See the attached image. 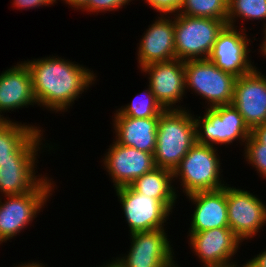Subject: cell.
<instances>
[{
  "label": "cell",
  "mask_w": 266,
  "mask_h": 267,
  "mask_svg": "<svg viewBox=\"0 0 266 267\" xmlns=\"http://www.w3.org/2000/svg\"><path fill=\"white\" fill-rule=\"evenodd\" d=\"M166 229H156L130 234L127 254L116 259L123 267H180Z\"/></svg>",
  "instance_id": "9"
},
{
  "label": "cell",
  "mask_w": 266,
  "mask_h": 267,
  "mask_svg": "<svg viewBox=\"0 0 266 267\" xmlns=\"http://www.w3.org/2000/svg\"><path fill=\"white\" fill-rule=\"evenodd\" d=\"M245 267H266V250L245 262Z\"/></svg>",
  "instance_id": "30"
},
{
  "label": "cell",
  "mask_w": 266,
  "mask_h": 267,
  "mask_svg": "<svg viewBox=\"0 0 266 267\" xmlns=\"http://www.w3.org/2000/svg\"><path fill=\"white\" fill-rule=\"evenodd\" d=\"M143 1V0H142ZM151 9L160 15H176L180 11L184 0H144Z\"/></svg>",
  "instance_id": "28"
},
{
  "label": "cell",
  "mask_w": 266,
  "mask_h": 267,
  "mask_svg": "<svg viewBox=\"0 0 266 267\" xmlns=\"http://www.w3.org/2000/svg\"><path fill=\"white\" fill-rule=\"evenodd\" d=\"M114 259L113 260L111 259V261L109 260V262H107L106 265L104 263L99 267H123V265L116 258Z\"/></svg>",
  "instance_id": "36"
},
{
  "label": "cell",
  "mask_w": 266,
  "mask_h": 267,
  "mask_svg": "<svg viewBox=\"0 0 266 267\" xmlns=\"http://www.w3.org/2000/svg\"><path fill=\"white\" fill-rule=\"evenodd\" d=\"M186 197L195 206L190 218L189 233L229 227L226 186L214 191L194 192Z\"/></svg>",
  "instance_id": "18"
},
{
  "label": "cell",
  "mask_w": 266,
  "mask_h": 267,
  "mask_svg": "<svg viewBox=\"0 0 266 267\" xmlns=\"http://www.w3.org/2000/svg\"><path fill=\"white\" fill-rule=\"evenodd\" d=\"M102 157L103 169L112 180L114 189L131 185L136 178L156 167L153 154L121 145L114 139Z\"/></svg>",
  "instance_id": "13"
},
{
  "label": "cell",
  "mask_w": 266,
  "mask_h": 267,
  "mask_svg": "<svg viewBox=\"0 0 266 267\" xmlns=\"http://www.w3.org/2000/svg\"><path fill=\"white\" fill-rule=\"evenodd\" d=\"M239 262L235 261H230L226 263H221V264H213V265H204L203 267H245V263H243L242 266L238 265Z\"/></svg>",
  "instance_id": "33"
},
{
  "label": "cell",
  "mask_w": 266,
  "mask_h": 267,
  "mask_svg": "<svg viewBox=\"0 0 266 267\" xmlns=\"http://www.w3.org/2000/svg\"><path fill=\"white\" fill-rule=\"evenodd\" d=\"M187 234L190 249L203 266L235 261L233 258L243 244L229 227Z\"/></svg>",
  "instance_id": "16"
},
{
  "label": "cell",
  "mask_w": 266,
  "mask_h": 267,
  "mask_svg": "<svg viewBox=\"0 0 266 267\" xmlns=\"http://www.w3.org/2000/svg\"><path fill=\"white\" fill-rule=\"evenodd\" d=\"M112 119L117 143L154 154L159 117L114 116Z\"/></svg>",
  "instance_id": "20"
},
{
  "label": "cell",
  "mask_w": 266,
  "mask_h": 267,
  "mask_svg": "<svg viewBox=\"0 0 266 267\" xmlns=\"http://www.w3.org/2000/svg\"><path fill=\"white\" fill-rule=\"evenodd\" d=\"M243 149V156L247 164L251 165L261 175L259 177L266 179V146L251 134Z\"/></svg>",
  "instance_id": "26"
},
{
  "label": "cell",
  "mask_w": 266,
  "mask_h": 267,
  "mask_svg": "<svg viewBox=\"0 0 266 267\" xmlns=\"http://www.w3.org/2000/svg\"><path fill=\"white\" fill-rule=\"evenodd\" d=\"M194 120L196 142L200 144L227 147L239 141L240 145L244 146L251 135V129L233 104L206 108L204 115H196Z\"/></svg>",
  "instance_id": "6"
},
{
  "label": "cell",
  "mask_w": 266,
  "mask_h": 267,
  "mask_svg": "<svg viewBox=\"0 0 266 267\" xmlns=\"http://www.w3.org/2000/svg\"><path fill=\"white\" fill-rule=\"evenodd\" d=\"M232 104L251 130L266 123V76L257 67L236 79Z\"/></svg>",
  "instance_id": "15"
},
{
  "label": "cell",
  "mask_w": 266,
  "mask_h": 267,
  "mask_svg": "<svg viewBox=\"0 0 266 267\" xmlns=\"http://www.w3.org/2000/svg\"><path fill=\"white\" fill-rule=\"evenodd\" d=\"M115 191L129 234L166 229L164 226H167L166 222L173 213L161 201L136 192L130 185L116 188Z\"/></svg>",
  "instance_id": "11"
},
{
  "label": "cell",
  "mask_w": 266,
  "mask_h": 267,
  "mask_svg": "<svg viewBox=\"0 0 266 267\" xmlns=\"http://www.w3.org/2000/svg\"><path fill=\"white\" fill-rule=\"evenodd\" d=\"M57 3V0H13V8H16L18 10H28V9H36L39 7H46L51 6Z\"/></svg>",
  "instance_id": "29"
},
{
  "label": "cell",
  "mask_w": 266,
  "mask_h": 267,
  "mask_svg": "<svg viewBox=\"0 0 266 267\" xmlns=\"http://www.w3.org/2000/svg\"><path fill=\"white\" fill-rule=\"evenodd\" d=\"M8 119L11 120L9 117H5L0 113V128L9 121Z\"/></svg>",
  "instance_id": "37"
},
{
  "label": "cell",
  "mask_w": 266,
  "mask_h": 267,
  "mask_svg": "<svg viewBox=\"0 0 266 267\" xmlns=\"http://www.w3.org/2000/svg\"><path fill=\"white\" fill-rule=\"evenodd\" d=\"M36 104L30 71L23 61L0 73L1 114Z\"/></svg>",
  "instance_id": "19"
},
{
  "label": "cell",
  "mask_w": 266,
  "mask_h": 267,
  "mask_svg": "<svg viewBox=\"0 0 266 267\" xmlns=\"http://www.w3.org/2000/svg\"><path fill=\"white\" fill-rule=\"evenodd\" d=\"M227 185L229 228L242 242L252 240L266 225V203L244 188Z\"/></svg>",
  "instance_id": "10"
},
{
  "label": "cell",
  "mask_w": 266,
  "mask_h": 267,
  "mask_svg": "<svg viewBox=\"0 0 266 267\" xmlns=\"http://www.w3.org/2000/svg\"><path fill=\"white\" fill-rule=\"evenodd\" d=\"M238 19L244 22L263 20L262 26H266V0H228L227 25L239 27Z\"/></svg>",
  "instance_id": "24"
},
{
  "label": "cell",
  "mask_w": 266,
  "mask_h": 267,
  "mask_svg": "<svg viewBox=\"0 0 266 267\" xmlns=\"http://www.w3.org/2000/svg\"><path fill=\"white\" fill-rule=\"evenodd\" d=\"M143 92L135 95L131 103L116 109L113 116H129L132 118L160 117L165 110L156 100L149 85Z\"/></svg>",
  "instance_id": "23"
},
{
  "label": "cell",
  "mask_w": 266,
  "mask_h": 267,
  "mask_svg": "<svg viewBox=\"0 0 266 267\" xmlns=\"http://www.w3.org/2000/svg\"><path fill=\"white\" fill-rule=\"evenodd\" d=\"M23 62L30 71L37 105L48 111L67 112L82 93L97 84L93 70L58 55Z\"/></svg>",
  "instance_id": "1"
},
{
  "label": "cell",
  "mask_w": 266,
  "mask_h": 267,
  "mask_svg": "<svg viewBox=\"0 0 266 267\" xmlns=\"http://www.w3.org/2000/svg\"><path fill=\"white\" fill-rule=\"evenodd\" d=\"M184 72L186 93L191 90V94L200 95L207 104L204 107L232 104L235 76L222 71L208 59L184 61Z\"/></svg>",
  "instance_id": "5"
},
{
  "label": "cell",
  "mask_w": 266,
  "mask_h": 267,
  "mask_svg": "<svg viewBox=\"0 0 266 267\" xmlns=\"http://www.w3.org/2000/svg\"><path fill=\"white\" fill-rule=\"evenodd\" d=\"M217 151L218 147L196 142L182 158L173 177L174 182H180L185 196L198 191L219 190L227 185L221 174L222 163Z\"/></svg>",
  "instance_id": "3"
},
{
  "label": "cell",
  "mask_w": 266,
  "mask_h": 267,
  "mask_svg": "<svg viewBox=\"0 0 266 267\" xmlns=\"http://www.w3.org/2000/svg\"><path fill=\"white\" fill-rule=\"evenodd\" d=\"M251 134L266 146V123L258 125L251 130Z\"/></svg>",
  "instance_id": "31"
},
{
  "label": "cell",
  "mask_w": 266,
  "mask_h": 267,
  "mask_svg": "<svg viewBox=\"0 0 266 267\" xmlns=\"http://www.w3.org/2000/svg\"><path fill=\"white\" fill-rule=\"evenodd\" d=\"M173 171L155 167L152 171L136 178L131 187L138 193L147 195V197L155 198L161 201L171 212L178 197V187L174 185Z\"/></svg>",
  "instance_id": "22"
},
{
  "label": "cell",
  "mask_w": 266,
  "mask_h": 267,
  "mask_svg": "<svg viewBox=\"0 0 266 267\" xmlns=\"http://www.w3.org/2000/svg\"><path fill=\"white\" fill-rule=\"evenodd\" d=\"M226 24L227 20L192 17L179 13L174 15L176 59H207L217 35Z\"/></svg>",
  "instance_id": "7"
},
{
  "label": "cell",
  "mask_w": 266,
  "mask_h": 267,
  "mask_svg": "<svg viewBox=\"0 0 266 267\" xmlns=\"http://www.w3.org/2000/svg\"><path fill=\"white\" fill-rule=\"evenodd\" d=\"M14 121L9 120L0 128V163L38 162V152L43 147L49 148L47 151L54 149L52 143L43 144L44 129L37 125Z\"/></svg>",
  "instance_id": "12"
},
{
  "label": "cell",
  "mask_w": 266,
  "mask_h": 267,
  "mask_svg": "<svg viewBox=\"0 0 266 267\" xmlns=\"http://www.w3.org/2000/svg\"><path fill=\"white\" fill-rule=\"evenodd\" d=\"M54 183L53 178L47 176L33 191L22 195L0 196V245L32 225L37 215L43 212L50 196L55 193L57 186Z\"/></svg>",
  "instance_id": "4"
},
{
  "label": "cell",
  "mask_w": 266,
  "mask_h": 267,
  "mask_svg": "<svg viewBox=\"0 0 266 267\" xmlns=\"http://www.w3.org/2000/svg\"><path fill=\"white\" fill-rule=\"evenodd\" d=\"M263 34H264V37H263V42H261L262 44H260L258 48H261V49H258L259 52L266 58V26L263 27Z\"/></svg>",
  "instance_id": "34"
},
{
  "label": "cell",
  "mask_w": 266,
  "mask_h": 267,
  "mask_svg": "<svg viewBox=\"0 0 266 267\" xmlns=\"http://www.w3.org/2000/svg\"><path fill=\"white\" fill-rule=\"evenodd\" d=\"M59 1V0H58ZM63 3L68 4L70 8L74 10H81L87 3L88 0H61Z\"/></svg>",
  "instance_id": "32"
},
{
  "label": "cell",
  "mask_w": 266,
  "mask_h": 267,
  "mask_svg": "<svg viewBox=\"0 0 266 267\" xmlns=\"http://www.w3.org/2000/svg\"><path fill=\"white\" fill-rule=\"evenodd\" d=\"M158 15L139 40L136 54L139 70L151 63L176 59L174 15Z\"/></svg>",
  "instance_id": "17"
},
{
  "label": "cell",
  "mask_w": 266,
  "mask_h": 267,
  "mask_svg": "<svg viewBox=\"0 0 266 267\" xmlns=\"http://www.w3.org/2000/svg\"><path fill=\"white\" fill-rule=\"evenodd\" d=\"M178 13L192 17L227 20L228 0H184Z\"/></svg>",
  "instance_id": "25"
},
{
  "label": "cell",
  "mask_w": 266,
  "mask_h": 267,
  "mask_svg": "<svg viewBox=\"0 0 266 267\" xmlns=\"http://www.w3.org/2000/svg\"><path fill=\"white\" fill-rule=\"evenodd\" d=\"M39 162L0 163V195H22L33 191L48 175L38 173ZM36 170V172H35ZM36 173H38L36 175Z\"/></svg>",
  "instance_id": "21"
},
{
  "label": "cell",
  "mask_w": 266,
  "mask_h": 267,
  "mask_svg": "<svg viewBox=\"0 0 266 267\" xmlns=\"http://www.w3.org/2000/svg\"><path fill=\"white\" fill-rule=\"evenodd\" d=\"M46 265H44L43 263H39V261L38 262H34V261H32V262H24V263H22L21 262V264H19L18 266H17V264H16V266H14V267H45Z\"/></svg>",
  "instance_id": "35"
},
{
  "label": "cell",
  "mask_w": 266,
  "mask_h": 267,
  "mask_svg": "<svg viewBox=\"0 0 266 267\" xmlns=\"http://www.w3.org/2000/svg\"><path fill=\"white\" fill-rule=\"evenodd\" d=\"M194 116L191 108L169 109L160 114L153 154L156 167L174 171L196 143Z\"/></svg>",
  "instance_id": "2"
},
{
  "label": "cell",
  "mask_w": 266,
  "mask_h": 267,
  "mask_svg": "<svg viewBox=\"0 0 266 267\" xmlns=\"http://www.w3.org/2000/svg\"><path fill=\"white\" fill-rule=\"evenodd\" d=\"M242 26L233 27L225 25L217 35L214 46L207 58L222 71L232 74L236 78L250 73L254 66V61L250 59V42L246 33L247 29Z\"/></svg>",
  "instance_id": "8"
},
{
  "label": "cell",
  "mask_w": 266,
  "mask_h": 267,
  "mask_svg": "<svg viewBox=\"0 0 266 267\" xmlns=\"http://www.w3.org/2000/svg\"><path fill=\"white\" fill-rule=\"evenodd\" d=\"M140 71L141 74L144 75L145 73L148 76V85L156 100L165 110L186 109L180 104V101H183V97L187 94L184 61L174 59L166 62H155L142 67Z\"/></svg>",
  "instance_id": "14"
},
{
  "label": "cell",
  "mask_w": 266,
  "mask_h": 267,
  "mask_svg": "<svg viewBox=\"0 0 266 267\" xmlns=\"http://www.w3.org/2000/svg\"><path fill=\"white\" fill-rule=\"evenodd\" d=\"M134 0H88V3L81 9V11L90 14L107 13L111 11H118L123 6L130 5ZM92 12V13H91Z\"/></svg>",
  "instance_id": "27"
}]
</instances>
